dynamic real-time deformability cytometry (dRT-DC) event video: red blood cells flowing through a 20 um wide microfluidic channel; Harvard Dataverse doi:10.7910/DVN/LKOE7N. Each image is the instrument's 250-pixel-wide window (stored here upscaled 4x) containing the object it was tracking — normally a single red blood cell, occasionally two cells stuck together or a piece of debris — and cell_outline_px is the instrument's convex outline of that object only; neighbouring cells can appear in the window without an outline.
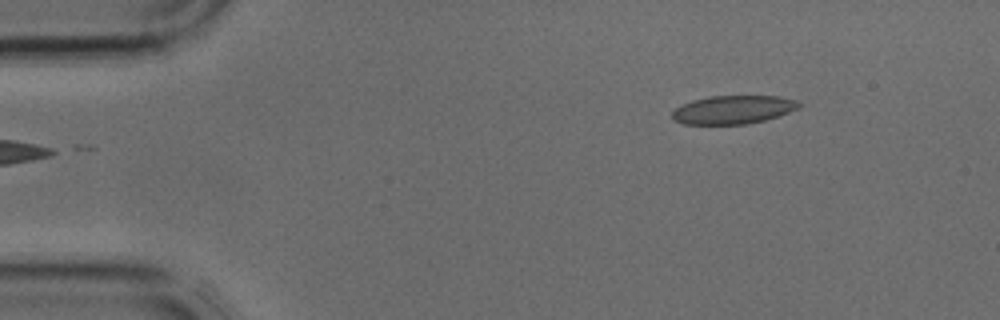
{"species": "common noctule bat (a hibernating species)", "species_latin": "Nyctalus noctula", "temperature_condition": "cold", "stored_images_in_passage": 2, "segment_of_instrument_passage": [2, 2], "camera_frame_rate_fps": 3000, "um_per_image_px": 0.085, "animal": {"sex": "male", "body_mass_g": 17.9, "forearm_length_mm": 54.2}, "frame": {"image": 1, "passage_image": 2, "time_ms": 0.333, "image_size_px": [1000, 320], "cell_outline_px": [[804, 104], [800, 108], [764, 120], [744, 124], [684, 124], [672, 120], [672, 112], [680, 104], [692, 100], [708, 96], [780, 96], [796, 100]], "centroid_in_image_um": [62.3, 9.31], "position_along_channel_um": 22.7, "area_um2": 21.1}}